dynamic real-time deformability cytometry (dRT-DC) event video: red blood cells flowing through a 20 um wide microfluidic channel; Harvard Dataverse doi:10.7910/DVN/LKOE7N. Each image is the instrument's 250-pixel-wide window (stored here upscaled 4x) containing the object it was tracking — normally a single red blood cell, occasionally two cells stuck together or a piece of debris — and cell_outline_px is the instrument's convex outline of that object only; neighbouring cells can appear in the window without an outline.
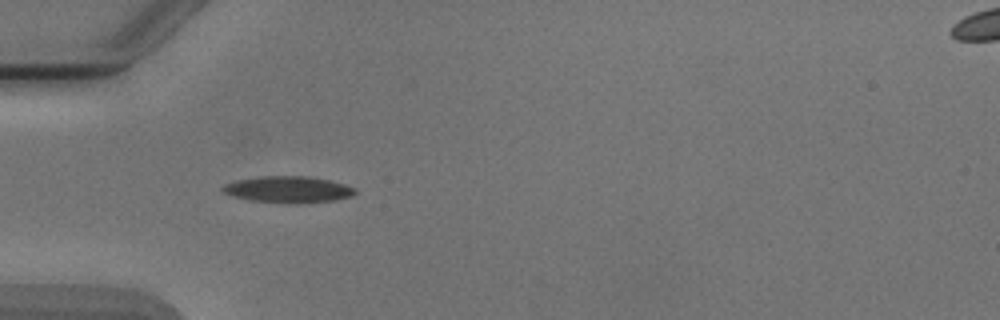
{"species": "Egyptian fruit bat (a non-hibernating species)", "species_latin": "Rousettus aegyptiacus", "temperature_condition": "cold", "stored_images_in_passage": 2, "camera_frame_rate_fps": 3000, "um_per_image_px": 0.085, "animal": {"sex": "male"}, "frame": {"image": 1, "passage_image": 1, "time_ms": 0.0, "image_size_px": [1000, 320], "cell_outline_px": [[356, 192], [352, 196], [336, 200], [296, 204], [288, 204], [248, 200], [232, 196], [220, 192], [220, 188], [224, 184], [236, 180], [264, 176], [308, 176], [328, 180], [344, 184], [356, 188]], "centroid_in_image_um": [24.46, 16.12], "position_along_channel_um": 60.5, "area_um2": 20.75}}
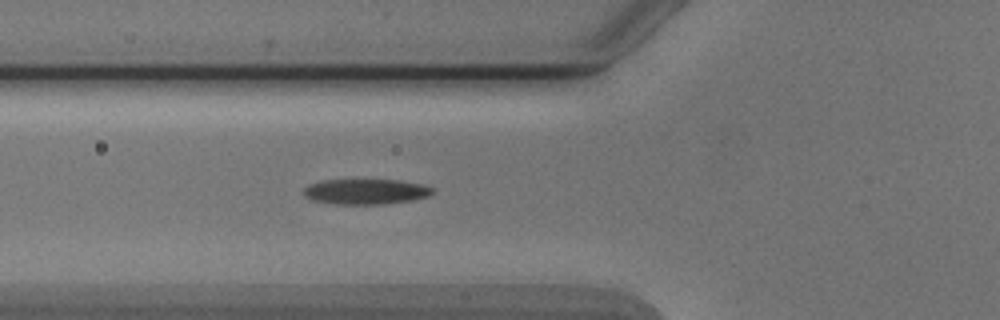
{"frame": {"image": 2, "passage_image": 2, "time_ms": 1.0, "image_size_px": [1000, 320], "cell_outline_px": [[432, 192], [428, 196], [412, 200], [384, 204], [336, 204], [312, 200], [304, 196], [304, 188], [308, 184], [320, 180], [400, 180], [424, 184], [432, 188]], "centroid_in_image_um": [31.07, 16.28], "position_along_channel_um": 94.7, "area_um2": 19.07}}